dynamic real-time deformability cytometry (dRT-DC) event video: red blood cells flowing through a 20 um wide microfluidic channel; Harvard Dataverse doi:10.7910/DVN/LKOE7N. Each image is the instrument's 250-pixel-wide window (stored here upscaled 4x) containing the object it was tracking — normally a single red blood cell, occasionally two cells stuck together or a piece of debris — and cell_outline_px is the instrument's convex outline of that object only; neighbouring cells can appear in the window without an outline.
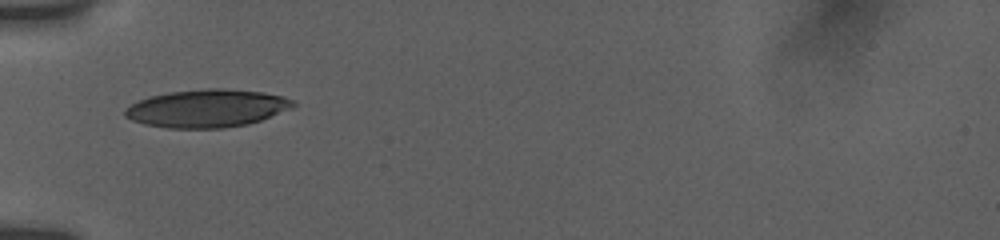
{"species": "human", "species_latin": "Homo sapiens", "temperature_condition": "room temperature", "stored_images_in_passage": 7, "camera_frame_rate_fps": 3000, "um_per_image_px": 0.085, "donor": {"sex": "female"}, "frame": {"image": 1, "passage_image": 1, "time_ms": 0.0, "image_size_px": [1000, 240], "cell_outline_px": [[296, 104], [292, 108], [260, 120], [248, 124], [224, 128], [168, 128], [144, 124], [132, 120], [124, 116], [124, 108], [148, 96], [168, 92], [204, 88], [220, 88], [260, 92], [284, 96], [296, 100]], "centroid_in_image_um": [17.59, 9.2], "position_along_channel_um": 67.4, "area_um2": 37.22}}
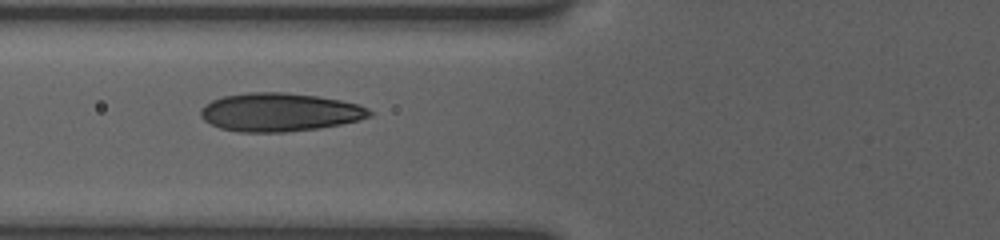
{"frame": {"image": 2, "passage_image": 6, "time_ms": 1.0, "image_size_px": [1000, 240], "cell_outline_px": [[372, 116], [340, 124], [320, 128], [284, 132], [240, 132], [220, 128], [204, 120], [200, 116], [200, 108], [204, 104], [212, 100], [224, 96], [248, 92], [284, 92], [316, 96], [340, 100], [360, 104], [368, 108], [372, 112]], "centroid_in_image_um": [23.75, 9.53], "position_along_channel_um": 102.1, "area_um2": 37.8}}